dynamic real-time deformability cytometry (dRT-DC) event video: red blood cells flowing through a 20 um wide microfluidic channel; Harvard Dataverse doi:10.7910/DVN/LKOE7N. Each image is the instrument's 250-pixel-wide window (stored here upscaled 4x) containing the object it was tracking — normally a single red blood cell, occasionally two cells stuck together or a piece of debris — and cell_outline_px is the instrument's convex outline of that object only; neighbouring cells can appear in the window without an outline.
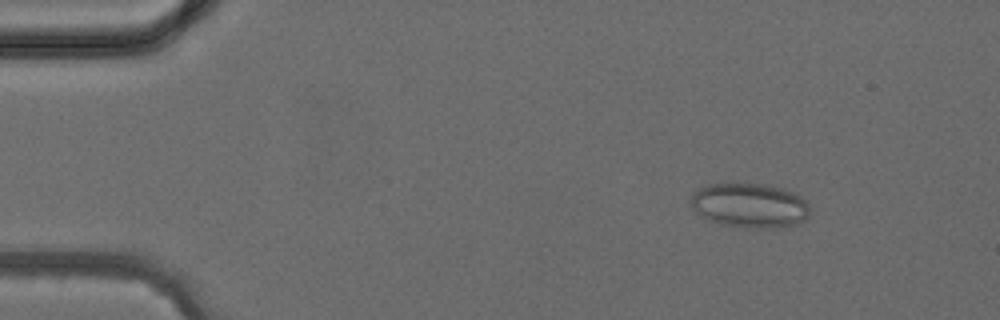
{"species": "common noctule bat (a hibernating species)", "species_latin": "Nyctalus noctula", "temperature_condition": "cold", "stored_images_in_passage": 2, "camera_frame_rate_fps": 3000, "um_per_image_px": 0.085, "animal": {"sex": "female", "body_mass_g": 24.6, "forearm_length_mm": 56.2}, "frame": {"image": 1, "passage_image": 1, "time_ms": 0.0, "image_size_px": [1000, 320], "cell_outline_px": [[808, 216], [800, 224], [784, 228], [748, 228], [720, 224], [708, 220], [700, 216], [692, 208], [692, 196], [704, 184], [768, 184], [784, 188], [800, 196], [808, 204]], "centroid_in_image_um": [63.75, 17.48], "position_along_channel_um": 21.3, "area_um2": 31.15}}